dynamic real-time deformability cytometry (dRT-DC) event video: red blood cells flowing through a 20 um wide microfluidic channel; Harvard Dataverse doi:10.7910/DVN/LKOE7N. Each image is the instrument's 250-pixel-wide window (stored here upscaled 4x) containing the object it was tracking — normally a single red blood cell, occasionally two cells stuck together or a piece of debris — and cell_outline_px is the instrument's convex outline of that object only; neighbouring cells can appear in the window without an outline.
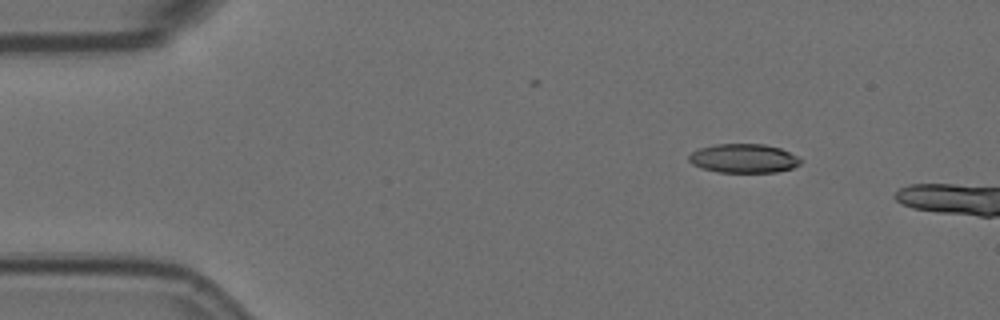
{"species": "Egyptian fruit bat (a non-hibernating species)", "species_latin": "Rousettus aegyptiacus", "temperature_condition": "room temperature", "stored_images_in_passage": 5, "camera_frame_rate_fps": 3000, "um_per_image_px": 0.085, "animal": {"sex": "female"}, "frame": {"image": 1, "passage_image": 2, "time_ms": 0.333, "image_size_px": [1000, 320], "cell_outline_px": [[800, 164], [792, 168], [776, 172], [716, 172], [700, 168], [692, 164], [688, 160], [688, 156], [692, 152], [700, 148], [716, 144], [764, 144], [780, 148], [796, 156], [800, 160]], "centroid_in_image_um": [63.17, 13.47], "position_along_channel_um": 21.8, "area_um2": 18.79}}